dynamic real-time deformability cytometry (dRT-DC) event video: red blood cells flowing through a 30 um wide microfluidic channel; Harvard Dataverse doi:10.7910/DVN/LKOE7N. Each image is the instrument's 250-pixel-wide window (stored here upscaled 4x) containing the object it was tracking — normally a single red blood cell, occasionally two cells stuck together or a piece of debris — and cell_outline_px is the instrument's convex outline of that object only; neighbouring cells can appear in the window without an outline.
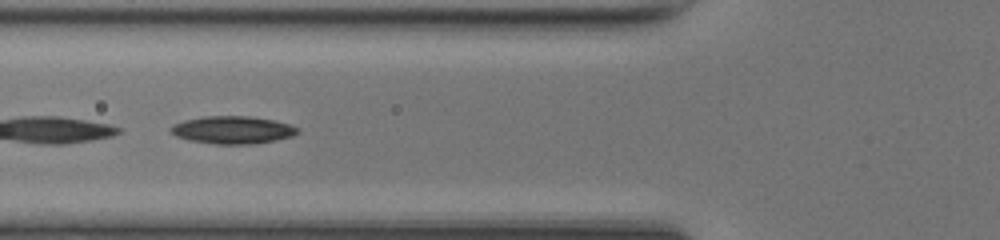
{"species": "common noctule bat (a hibernating species)", "species_latin": "Nyctalus noctula", "temperature_condition": "room temperature", "stored_images_in_passage": 48, "camera_frame_rate_fps": 3000, "um_per_image_px": 0.085, "animal": {"sex": "female", "body_mass_g": 17.0, "forearm_length_mm": 48.0}, "frame": {"image": 1, "passage_image": 18, "time_ms": 5.667, "image_size_px": [1000, 240], "cell_outline_px": [[300, 132], [292, 136], [276, 140], [256, 144], [216, 144], [188, 140], [176, 136], [168, 128], [172, 124], [184, 120], [204, 116], [248, 116], [272, 120], [288, 124], [300, 128]], "centroid_in_image_um": [19.76, 11.05], "position_along_channel_um": 106.0, "area_um2": 20.52}}
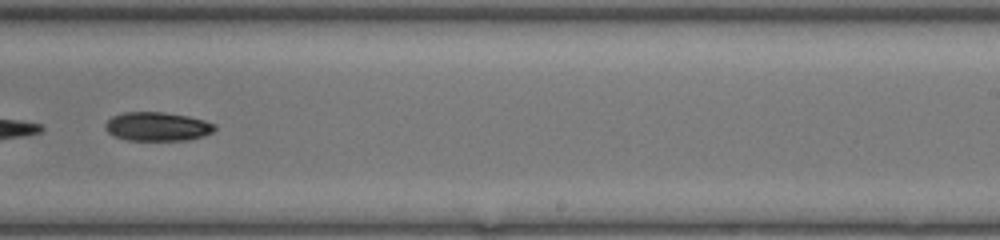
{"frame": {"image": 2, "passage_image": 30, "time_ms": 9.667, "image_size_px": [1000, 240], "cell_outline_px": [[216, 128], [212, 132], [204, 136], [188, 140], [128, 140], [112, 136], [104, 128], [104, 124], [112, 116], [124, 112], [164, 112], [188, 116], [204, 120], [216, 124]], "centroid_in_image_um": [13.36, 10.75], "position_along_channel_um": 275.6, "area_um2": 18.55}}
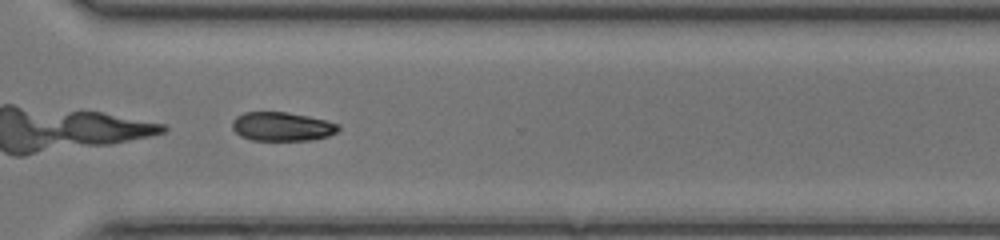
{"frame": {"image": 3, "passage_image": 35, "time_ms": 11.333, "image_size_px": [1000, 240], "cell_outline_px": [[340, 128], [336, 132], [328, 136], [312, 140], [252, 140], [240, 136], [232, 128], [232, 120], [236, 116], [244, 112], [288, 112], [308, 116], [340, 124]], "centroid_in_image_um": [23.96, 10.75], "position_along_channel_um": 346.6, "area_um2": 17.92}}